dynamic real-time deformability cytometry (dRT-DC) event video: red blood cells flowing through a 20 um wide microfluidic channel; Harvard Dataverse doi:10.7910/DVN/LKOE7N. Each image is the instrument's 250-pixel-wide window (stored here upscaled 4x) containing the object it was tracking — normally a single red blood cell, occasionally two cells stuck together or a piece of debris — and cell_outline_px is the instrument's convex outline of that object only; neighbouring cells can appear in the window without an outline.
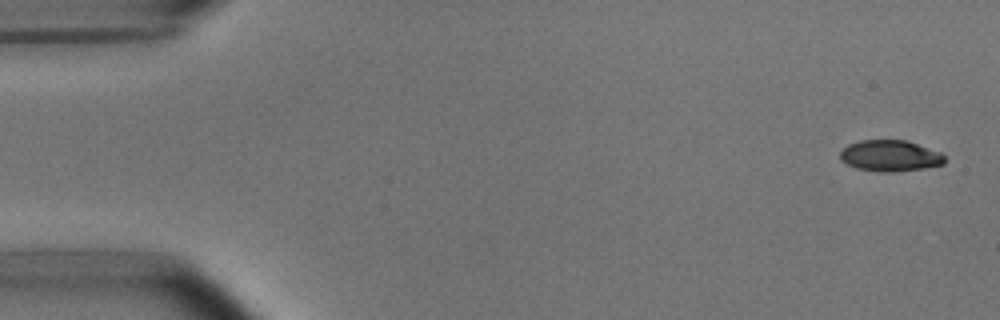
{"species": "common noctule bat (a hibernating species)", "species_latin": "Nyctalus noctula", "temperature_condition": "room temperature", "stored_images_in_passage": 6, "camera_frame_rate_fps": 3000, "um_per_image_px": 0.085, "animal": {"sex": "male", "body_mass_g": 15.6}, "frame": {"image": 1, "passage_image": 1, "time_ms": 0.0, "image_size_px": [1000, 320], "cell_outline_px": [[944, 164], [924, 168], [892, 172], [884, 172], [856, 168], [840, 160], [840, 152], [848, 144], [860, 140], [908, 140], [940, 152], [944, 156]], "centroid_in_image_um": [75.65, 13.23], "position_along_channel_um": 9.3, "area_um2": 18.96}}